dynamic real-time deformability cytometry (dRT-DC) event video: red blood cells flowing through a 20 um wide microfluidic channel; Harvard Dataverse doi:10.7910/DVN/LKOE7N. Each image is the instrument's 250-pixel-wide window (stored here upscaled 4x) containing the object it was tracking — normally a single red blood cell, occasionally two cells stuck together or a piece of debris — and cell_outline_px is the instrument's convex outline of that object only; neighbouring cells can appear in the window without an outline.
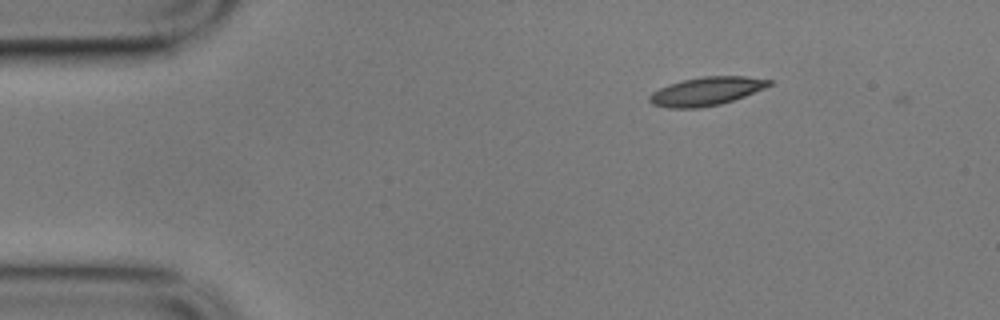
{"species": "common noctule bat (a hibernating species)", "species_latin": "Nyctalus noctula", "temperature_condition": "cold", "stored_images_in_passage": 2, "camera_frame_rate_fps": 3000, "um_per_image_px": 0.085, "animal": {"sex": "male", "body_mass_g": 17.9}, "frame": {"image": 1, "passage_image": 1, "time_ms": 0.0, "image_size_px": [1000, 320], "cell_outline_px": [[772, 84], [764, 88], [744, 96], [720, 104], [700, 108], [668, 108], [652, 104], [648, 100], [648, 96], [652, 92], [668, 84], [684, 80], [704, 76], [744, 76], [772, 80]], "centroid_in_image_um": [60.01, 7.76], "position_along_channel_um": 25.0, "area_um2": 19.71}}